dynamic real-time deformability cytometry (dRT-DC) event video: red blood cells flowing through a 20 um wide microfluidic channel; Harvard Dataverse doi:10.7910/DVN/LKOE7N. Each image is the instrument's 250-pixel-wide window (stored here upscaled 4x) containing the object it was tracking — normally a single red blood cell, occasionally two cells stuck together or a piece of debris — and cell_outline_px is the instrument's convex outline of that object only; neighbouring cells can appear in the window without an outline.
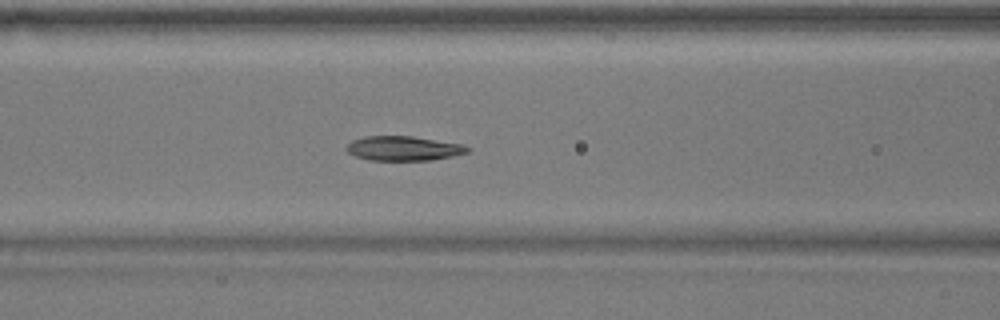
{"species": "common noctule bat (a hibernating species)", "species_latin": "Nyctalus noctula", "temperature_condition": "warm", "stored_images_in_passage": 39, "camera_frame_rate_fps": 3000, "um_per_image_px": 0.085, "animal": {"sex": "male", "body_mass_g": 17.9}, "frame": {"image": 1, "passage_image": 7, "time_ms": 2.0, "image_size_px": [1000, 320], "cell_outline_px": [[468, 152], [452, 156], [432, 160], [368, 160], [356, 156], [348, 152], [344, 148], [352, 140], [364, 136], [412, 136], [464, 144], [468, 148]], "centroid_in_image_um": [34.27, 12.61], "position_along_channel_um": 132.3, "area_um2": 17.28}}
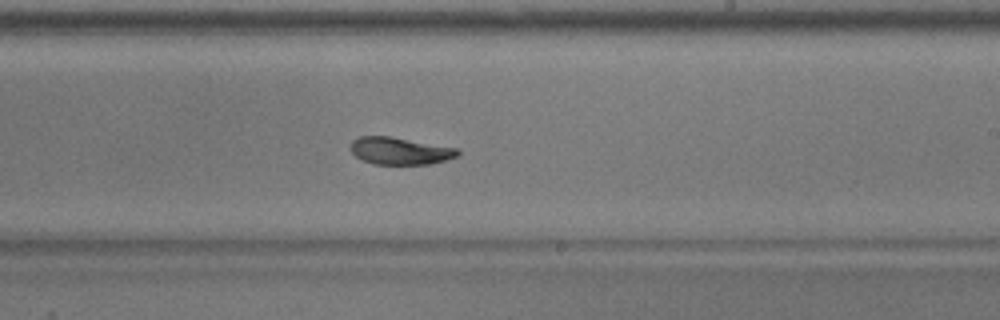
{"frame": {"image": 2, "passage_image": 17, "time_ms": 5.333, "image_size_px": [1000, 320], "cell_outline_px": [[460, 152], [456, 156], [444, 160], [428, 164], [372, 164], [356, 156], [352, 152], [352, 140], [360, 136], [388, 136], [456, 148]], "centroid_in_image_um": [33.97, 12.83], "position_along_channel_um": 255.0, "area_um2": 16.59}}
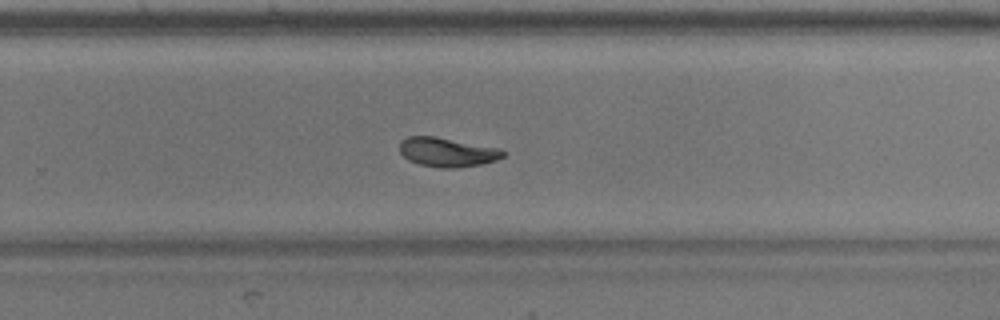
{"frame": {"image": 3, "passage_image": 20, "time_ms": 6.333, "image_size_px": [1000, 320], "cell_outline_px": [[508, 152], [504, 156], [496, 160], [484, 164], [456, 168], [440, 168], [420, 164], [408, 160], [400, 152], [400, 140], [408, 136], [432, 136], [500, 148]], "centroid_in_image_um": [38.04, 12.94], "position_along_channel_um": 291.8, "area_um2": 17.69}, "authors_computed_cell_mechanics": {"area_um2": 17.918, "velocity_mm_per_s": 3.693, "shape_relaxation_time_tau1_ms": 6.0081, "shape_relaxation_time_tau2_ms": 4.192, "deformation_change_tau1": 0.1791, "deformation_change_tau2": 0.0684}}